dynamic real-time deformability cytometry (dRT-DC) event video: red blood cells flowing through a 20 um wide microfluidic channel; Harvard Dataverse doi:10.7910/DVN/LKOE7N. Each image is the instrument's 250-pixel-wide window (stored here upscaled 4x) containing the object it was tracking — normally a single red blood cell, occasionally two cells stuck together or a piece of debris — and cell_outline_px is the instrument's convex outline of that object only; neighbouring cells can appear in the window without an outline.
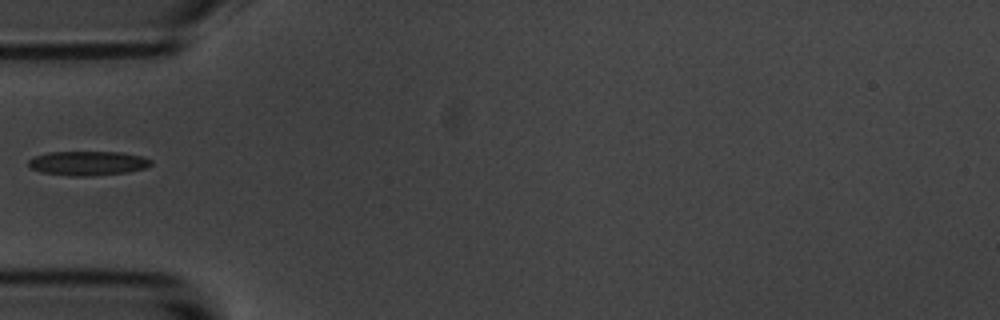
{"species": "common noctule bat (a hibernating species)", "species_latin": "Nyctalus noctula", "temperature_condition": "room temperature", "stored_images_in_passage": 8, "camera_frame_rate_fps": 3000, "um_per_image_px": 0.085, "animal": {"sex": "male", "body_mass_g": 20.1, "forearm_length_mm": 53.5}, "frame": {"image": 1, "passage_image": 7, "time_ms": 7.0, "image_size_px": [1000, 320], "cell_outline_px": [[152, 164], [144, 168], [128, 172], [92, 176], [68, 176], [40, 172], [32, 168], [28, 164], [28, 160], [36, 156], [48, 152], [120, 152], [140, 156], [152, 160]], "centroid_in_image_um": [7.45, 13.88], "position_along_channel_um": 77.5, "area_um2": 17.34}}